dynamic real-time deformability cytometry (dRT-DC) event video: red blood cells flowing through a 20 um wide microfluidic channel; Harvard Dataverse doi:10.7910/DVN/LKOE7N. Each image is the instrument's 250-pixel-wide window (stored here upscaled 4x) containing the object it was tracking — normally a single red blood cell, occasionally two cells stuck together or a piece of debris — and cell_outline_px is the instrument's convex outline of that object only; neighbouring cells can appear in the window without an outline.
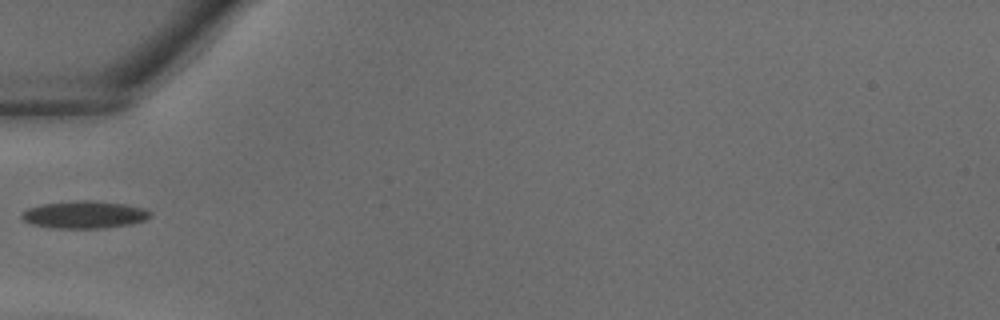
{"species": "common noctule bat (a hibernating species)", "species_latin": "Nyctalus noctula", "temperature_condition": "warm", "stored_images_in_passage": 26, "camera_frame_rate_fps": 3000, "um_per_image_px": 0.085, "animal": {"sex": "male", "body_mass_g": 18.8}, "frame": {"image": 1, "passage_image": 1, "time_ms": 0.0, "image_size_px": [1000, 320], "cell_outline_px": [[152, 216], [144, 220], [128, 224], [104, 228], [52, 228], [32, 224], [24, 220], [20, 216], [20, 212], [28, 208], [40, 204], [68, 200], [96, 200], [124, 204], [144, 208], [152, 212]], "centroid_in_image_um": [7.14, 18.22], "position_along_channel_um": 77.9, "area_um2": 20.81}}
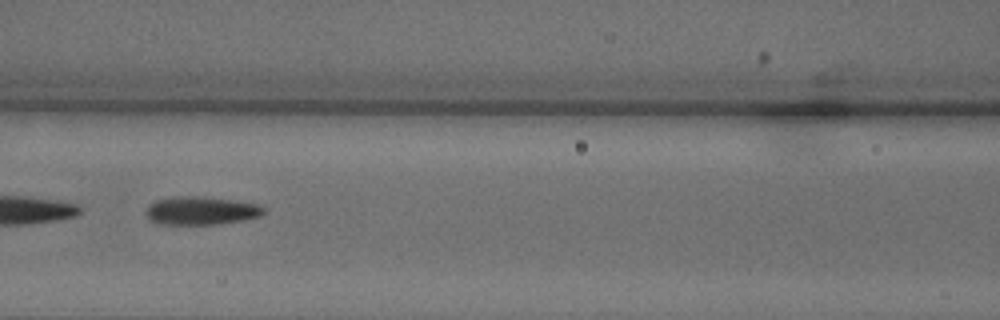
{"frame": {"image": 2, "passage_image": 5, "time_ms": 1.333, "image_size_px": [1000, 320], "cell_outline_px": [[268, 212], [260, 216], [244, 220], [220, 224], [156, 224], [148, 220], [148, 204], [156, 200], [176, 196], [204, 196], [236, 200], [260, 204], [268, 208]], "centroid_in_image_um": [17.18, 17.9], "position_along_channel_um": 149.4, "area_um2": 19.83}}
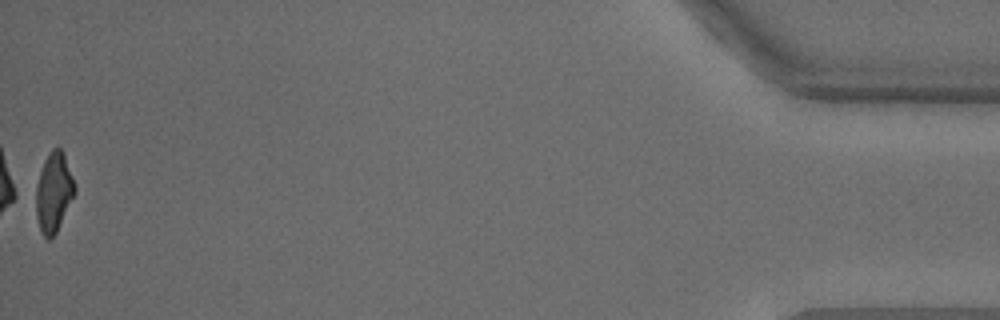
{"frame": {"image": 3, "passage_image": 26, "time_ms": 8.333, "image_size_px": [1000, 320], "cell_outline_px": [[76, 192], [56, 232], [48, 240], [40, 232], [28, 196], [28, 192], [48, 152], [52, 148], [60, 148], [64, 152], [76, 188]], "centroid_in_image_um": [4.42, 16.34], "position_along_channel_um": 430.8, "area_um2": 19.65}}